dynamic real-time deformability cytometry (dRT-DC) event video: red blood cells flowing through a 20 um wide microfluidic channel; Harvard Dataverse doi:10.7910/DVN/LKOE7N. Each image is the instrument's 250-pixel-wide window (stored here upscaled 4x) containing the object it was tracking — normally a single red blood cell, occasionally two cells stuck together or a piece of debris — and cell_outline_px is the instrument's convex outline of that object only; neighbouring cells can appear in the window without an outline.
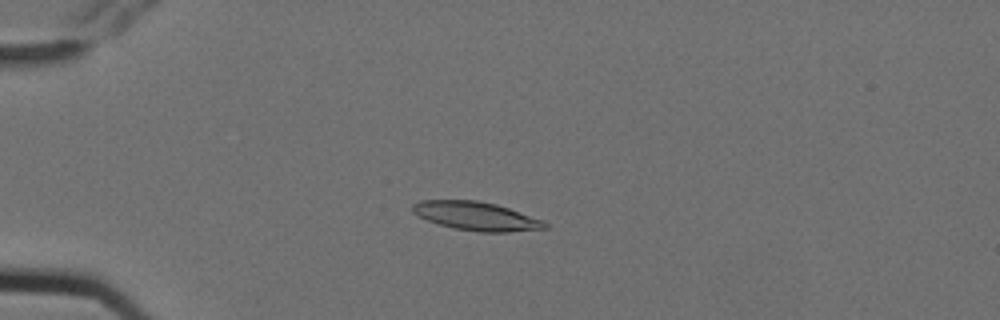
{"species": "Egyptian fruit bat (a non-hibernating species)", "species_latin": "Rousettus aegyptiacus", "temperature_condition": "cold", "stored_images_in_passage": 7, "camera_frame_rate_fps": 3000, "um_per_image_px": 0.085, "animal": {"sex": "female"}, "frame": {"image": 1, "passage_image": 5, "time_ms": 1.333, "image_size_px": [1000, 320], "cell_outline_px": [[548, 228], [508, 232], [480, 232], [452, 228], [428, 220], [412, 212], [412, 204], [420, 200], [476, 200], [496, 204], [544, 220], [548, 224]], "centroid_in_image_um": [40.49, 18.37], "position_along_channel_um": 44.5, "area_um2": 22.02}}
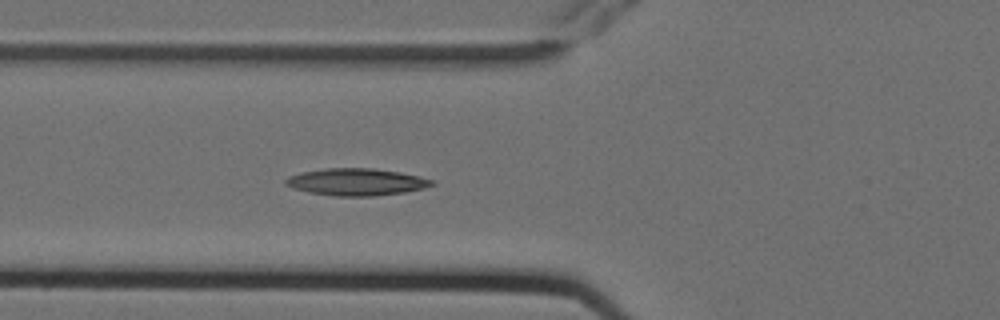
{"frame": {"image": 2, "passage_image": 7, "time_ms": 2.0, "image_size_px": [1000, 320], "cell_outline_px": [[436, 184], [424, 188], [404, 192], [372, 196], [332, 196], [308, 192], [292, 188], [284, 184], [284, 180], [288, 176], [300, 172], [324, 168], [372, 168], [400, 172], [436, 180]], "centroid_in_image_um": [30.27, 15.46], "position_along_channel_um": 95.5, "area_um2": 23.29}}